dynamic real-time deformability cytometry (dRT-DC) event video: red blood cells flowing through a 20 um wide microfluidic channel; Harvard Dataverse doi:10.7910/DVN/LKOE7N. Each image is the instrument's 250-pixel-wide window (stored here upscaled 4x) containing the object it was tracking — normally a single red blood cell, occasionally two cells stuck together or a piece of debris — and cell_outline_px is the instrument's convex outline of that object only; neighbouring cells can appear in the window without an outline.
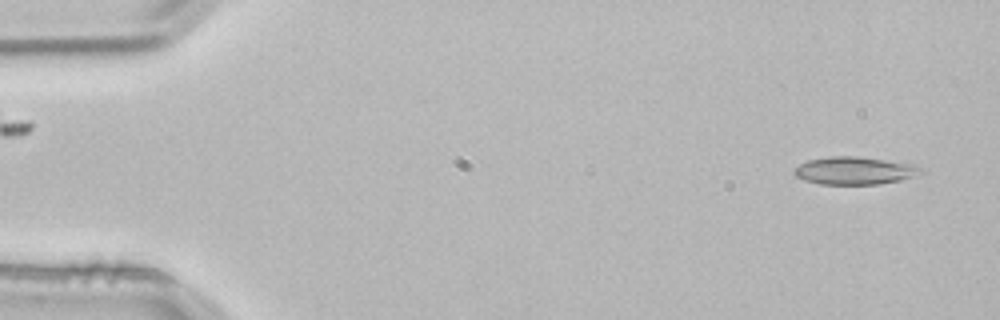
{"species": "common noctule bat (a hibernating species)", "species_latin": "Nyctalus noctula", "temperature_condition": "room temperature", "stored_images_in_passage": 2, "camera_frame_rate_fps": 3000, "um_per_image_px": 0.085, "animal": {"sex": "male", "body_mass_g": 21.5, "forearm_length_mm": 52.0}, "frame": {"image": 1, "passage_image": 2, "time_ms": 0.333, "image_size_px": [1000, 320], "cell_outline_px": [[924, 172], [900, 180], [880, 184], [820, 184], [804, 180], [796, 176], [792, 172], [792, 168], [808, 160], [828, 156], [856, 156], [916, 164], [924, 168]], "centroid_in_image_um": [72.63, 14.5], "position_along_channel_um": 12.4, "area_um2": 20.63}}